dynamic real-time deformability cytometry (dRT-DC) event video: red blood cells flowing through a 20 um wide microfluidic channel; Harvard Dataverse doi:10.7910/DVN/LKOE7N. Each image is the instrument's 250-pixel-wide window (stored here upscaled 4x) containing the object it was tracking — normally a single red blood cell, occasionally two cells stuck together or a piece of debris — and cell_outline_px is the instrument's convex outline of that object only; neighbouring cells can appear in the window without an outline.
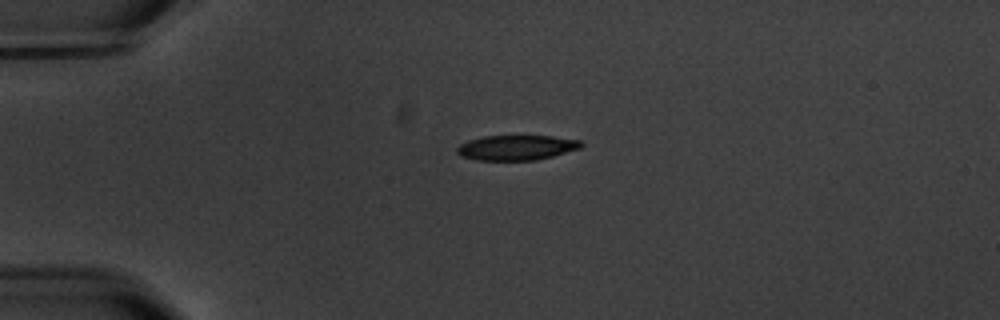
{"species": "common noctule bat (a hibernating species)", "species_latin": "Nyctalus noctula", "temperature_condition": "warm", "stored_images_in_passage": 4, "camera_frame_rate_fps": 3000, "um_per_image_px": 0.085, "animal": {"sex": "male", "body_mass_g": 20.1, "forearm_length_mm": 53.5}, "frame": {"image": 1, "passage_image": 1, "time_ms": 0.0, "image_size_px": [1000, 320], "cell_outline_px": [[584, 144], [580, 148], [552, 156], [536, 160], [476, 160], [460, 156], [456, 152], [456, 148], [460, 144], [468, 140], [484, 136], [552, 136], [580, 140]], "centroid_in_image_um": [43.88, 12.54], "position_along_channel_um": 41.1, "area_um2": 18.09}}
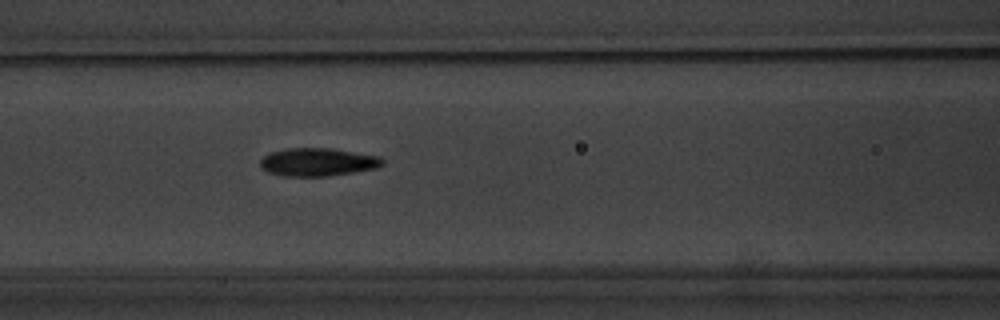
{"frame": {"image": 2, "passage_image": 4, "time_ms": 3.667, "image_size_px": [1000, 320], "cell_outline_px": [[384, 164], [376, 168], [328, 176], [284, 176], [268, 172], [260, 168], [260, 160], [264, 156], [272, 152], [288, 148], [332, 148], [380, 156], [384, 160]], "centroid_in_image_um": [27.01, 13.77], "position_along_channel_um": 139.6, "area_um2": 20.0}}